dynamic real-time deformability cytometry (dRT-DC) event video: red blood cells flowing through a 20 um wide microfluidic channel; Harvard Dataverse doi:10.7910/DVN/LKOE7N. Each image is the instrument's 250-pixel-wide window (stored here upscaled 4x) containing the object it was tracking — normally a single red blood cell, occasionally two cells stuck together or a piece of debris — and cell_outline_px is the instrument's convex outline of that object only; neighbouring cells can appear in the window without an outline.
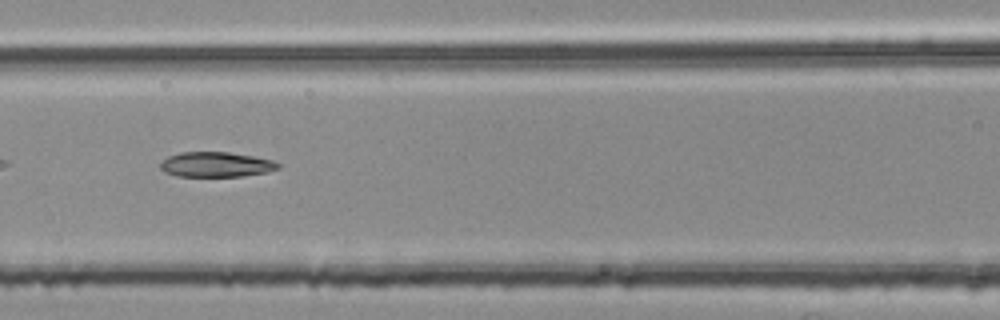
{"species": "common noctule bat (a hibernating species)", "species_latin": "Nyctalus noctula", "temperature_condition": "room temperature", "stored_images_in_passage": 37, "camera_frame_rate_fps": 3000, "um_per_image_px": 0.085, "animal": {"sex": "female", "body_mass_g": 25.1}, "frame": {"image": 1, "passage_image": 8, "time_ms": 2.333, "image_size_px": [1000, 320], "cell_outline_px": [[280, 168], [268, 172], [240, 176], [176, 176], [164, 172], [160, 168], [160, 164], [168, 156], [180, 152], [228, 152], [252, 156], [272, 160], [280, 164]], "centroid_in_image_um": [18.36, 13.98], "position_along_channel_um": 148.2, "area_um2": 17.11}}
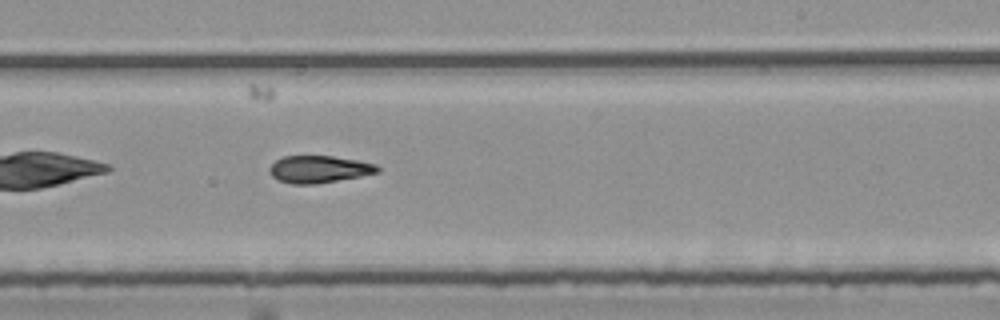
{"frame": {"image": 2, "passage_image": 17, "time_ms": 5.333, "image_size_px": [1000, 320], "cell_outline_px": [[380, 172], [360, 176], [316, 184], [292, 184], [280, 180], [272, 176], [268, 168], [276, 160], [284, 156], [332, 156], [356, 160], [376, 164], [380, 168]], "centroid_in_image_um": [27.12, 14.38], "position_along_channel_um": 261.9, "area_um2": 16.99}}
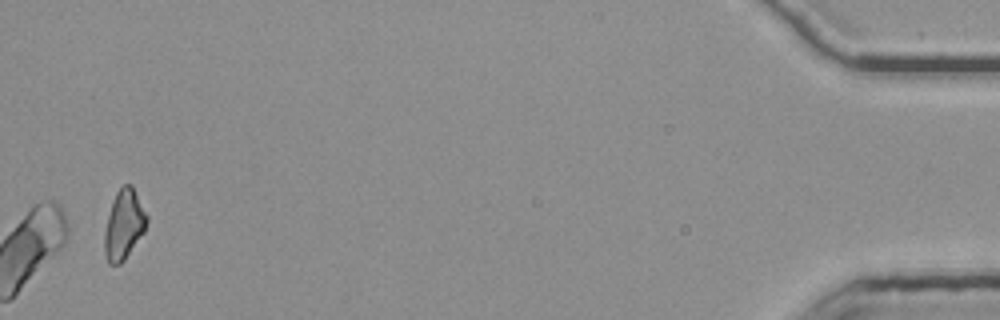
{"frame": {"image": 3, "passage_image": 37, "time_ms": 12.0, "image_size_px": [1000, 320], "cell_outline_px": [[148, 220], [144, 232], [124, 260], [120, 264], [108, 264], [104, 252], [104, 232], [112, 200], [120, 184], [132, 184], [148, 216]], "centroid_in_image_um": [10.53, 19.06], "position_along_channel_um": 424.7, "area_um2": 17.34}, "authors_computed_cell_mechanics": {"area_um2": 17.3978, "velocity_mm_per_s": 3.7904, "shape_relaxation_time_tau1_ms": null, "shape_relaxation_time_tau2_ms": 4.0502, "deformation_change_tau1": null, "deformation_change_tau2": 0.1228}}